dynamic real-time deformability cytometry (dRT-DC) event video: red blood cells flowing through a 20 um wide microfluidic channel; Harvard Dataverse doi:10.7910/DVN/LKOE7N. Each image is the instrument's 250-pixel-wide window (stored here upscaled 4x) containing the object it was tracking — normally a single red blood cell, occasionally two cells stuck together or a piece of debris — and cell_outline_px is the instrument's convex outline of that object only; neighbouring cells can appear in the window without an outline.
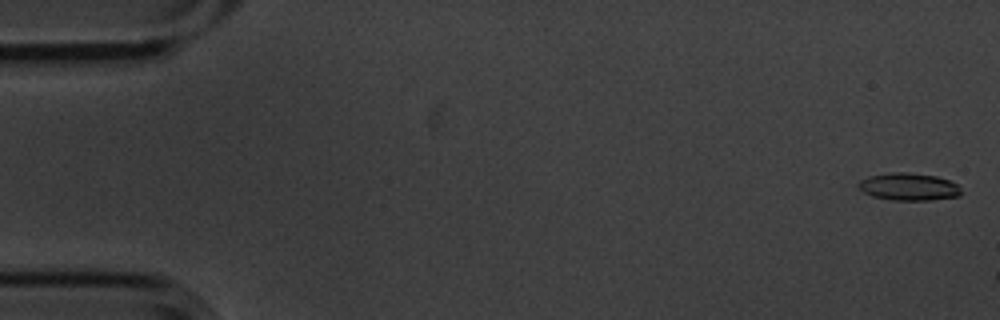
{"species": "common noctule bat (a hibernating species)", "species_latin": "Nyctalus noctula", "temperature_condition": "cold", "stored_images_in_passage": 3, "camera_frame_rate_fps": 3000, "um_per_image_px": 0.085, "animal": {"sex": "male", "body_mass_g": 20.1, "forearm_length_mm": 53.5}, "frame": {"image": 1, "passage_image": 1, "time_ms": 0.0, "image_size_px": [1000, 320], "cell_outline_px": [[960, 196], [928, 200], [892, 200], [872, 196], [864, 192], [856, 184], [860, 180], [868, 176], [892, 172], [908, 172], [936, 176], [948, 180], [956, 184], [960, 188]], "centroid_in_image_um": [77.21, 15.87], "position_along_channel_um": 7.8, "area_um2": 16.36}}